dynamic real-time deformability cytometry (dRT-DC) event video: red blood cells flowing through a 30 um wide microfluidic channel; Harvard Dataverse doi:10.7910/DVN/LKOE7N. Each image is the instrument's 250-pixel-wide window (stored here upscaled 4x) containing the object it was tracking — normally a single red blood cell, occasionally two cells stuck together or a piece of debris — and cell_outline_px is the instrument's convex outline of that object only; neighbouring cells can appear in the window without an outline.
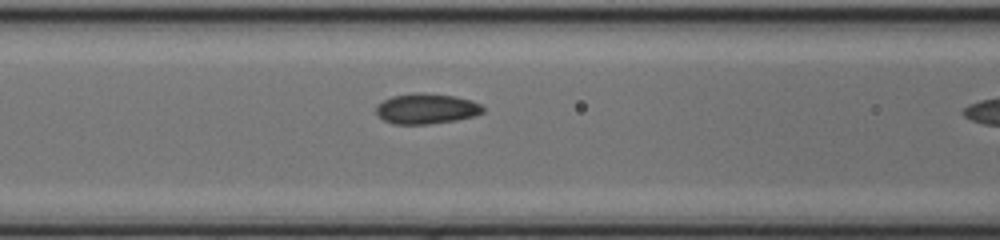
{"species": "common noctule bat (a hibernating species)", "species_latin": "Nyctalus noctula", "temperature_condition": "cold", "stored_images_in_passage": 11, "camera_frame_rate_fps": 3000, "um_per_image_px": 0.085, "animal": {"sex": "female", "body_mass_g": 17.0, "forearm_length_mm": 48.0}, "frame": {"image": 1, "passage_image": 10, "time_ms": 3.0, "image_size_px": [1000, 240], "cell_outline_px": [[484, 112], [476, 116], [456, 120], [428, 124], [392, 124], [384, 120], [376, 112], [376, 104], [392, 96], [452, 96], [472, 100], [480, 104], [484, 108]], "centroid_in_image_um": [36.27, 9.3], "position_along_channel_um": 130.3, "area_um2": 18.03}}